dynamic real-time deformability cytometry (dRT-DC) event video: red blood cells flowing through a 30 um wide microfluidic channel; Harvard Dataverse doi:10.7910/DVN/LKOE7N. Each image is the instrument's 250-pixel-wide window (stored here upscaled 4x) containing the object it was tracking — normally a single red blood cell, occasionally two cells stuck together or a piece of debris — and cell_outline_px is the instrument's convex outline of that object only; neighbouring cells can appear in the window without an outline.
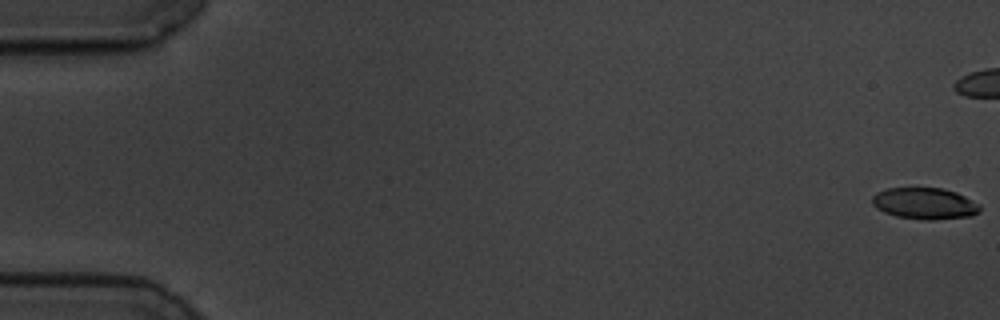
{"species": "common noctule bat (a hibernating species)", "species_latin": "Nyctalus noctula", "temperature_condition": "cold", "stored_images_in_passage": 47, "camera_frame_rate_fps": 3000, "um_per_image_px": 0.085, "animal": {"sex": "male", "body_mass_g": 19.5, "forearm_length_mm": 54.6}, "frame": {"image": 1, "passage_image": 1, "time_ms": 0.0, "image_size_px": [1000, 320], "cell_outline_px": [[980, 212], [972, 216], [932, 220], [924, 220], [896, 216], [884, 212], [876, 208], [872, 204], [872, 196], [876, 192], [888, 188], [944, 188], [956, 192], [980, 204]], "centroid_in_image_um": [78.6, 17.3], "position_along_channel_um": 6.4, "area_um2": 19.88}}
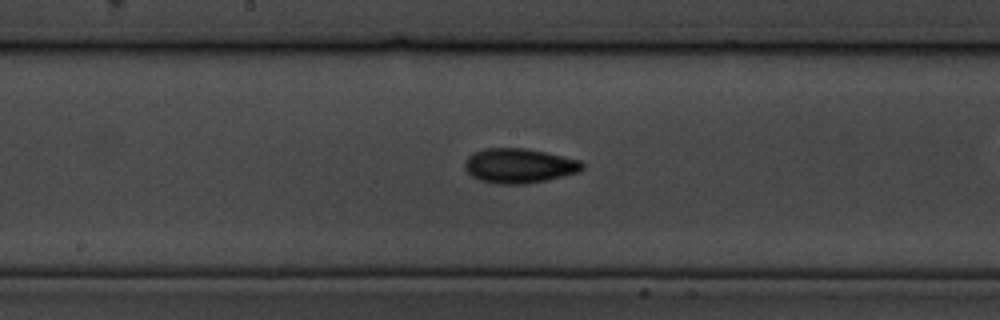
{"frame": {"image": 2, "passage_image": 31, "time_ms": 10.0, "image_size_px": [1000, 320], "cell_outline_px": [[584, 168], [580, 172], [548, 180], [524, 184], [496, 184], [480, 180], [472, 176], [464, 168], [464, 164], [468, 156], [484, 148], [524, 148], [544, 152], [580, 160], [584, 164]], "centroid_in_image_um": [44.14, 14.1], "position_along_channel_um": 204.1, "area_um2": 23.76}}
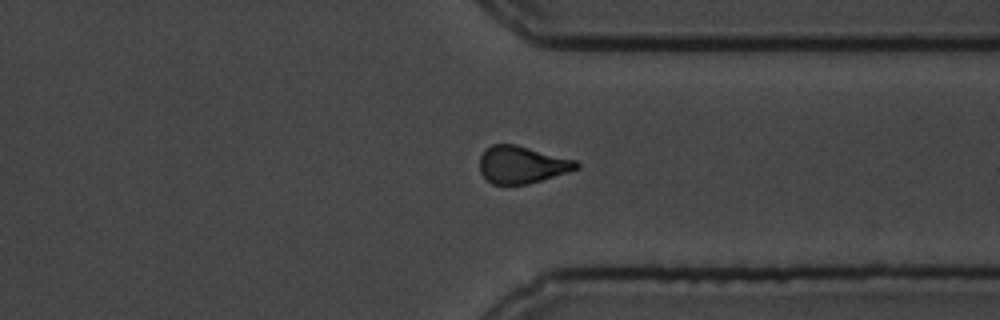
{"frame": {"image": 3, "passage_image": 45, "time_ms": 14.667, "image_size_px": [1000, 320], "cell_outline_px": [[580, 168], [568, 172], [540, 180], [524, 184], [492, 184], [480, 172], [480, 156], [484, 148], [492, 144], [516, 144], [576, 160], [580, 164]], "centroid_in_image_um": [44.35, 13.97], "position_along_channel_um": 367.0, "area_um2": 20.98}}